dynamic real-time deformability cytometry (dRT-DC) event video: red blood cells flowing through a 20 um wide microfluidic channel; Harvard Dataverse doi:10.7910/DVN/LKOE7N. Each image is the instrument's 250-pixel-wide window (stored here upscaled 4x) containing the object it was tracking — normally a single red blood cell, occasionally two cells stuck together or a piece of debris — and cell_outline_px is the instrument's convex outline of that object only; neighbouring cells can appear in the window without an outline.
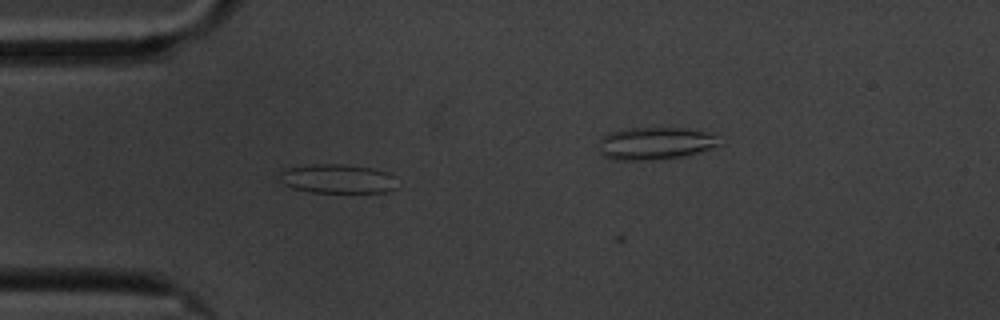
{"species": "common noctule bat (a hibernating species)", "species_latin": "Nyctalus noctula", "temperature_condition": "cold", "stored_images_in_passage": 5, "camera_frame_rate_fps": 3000, "um_per_image_px": 0.085, "animal": {"sex": "male", "body_mass_g": 20.1, "forearm_length_mm": 53.5}, "frame": {"image": 1, "passage_image": 4, "time_ms": 3.667, "image_size_px": [1000, 320], "cell_outline_px": [[396, 188], [388, 192], [312, 192], [292, 188], [284, 184], [276, 176], [280, 172], [288, 168], [312, 164], [344, 164], [372, 168], [392, 172], [396, 176]], "centroid_in_image_um": [28.73, 15.19], "position_along_channel_um": 56.3, "area_um2": 20.29}}